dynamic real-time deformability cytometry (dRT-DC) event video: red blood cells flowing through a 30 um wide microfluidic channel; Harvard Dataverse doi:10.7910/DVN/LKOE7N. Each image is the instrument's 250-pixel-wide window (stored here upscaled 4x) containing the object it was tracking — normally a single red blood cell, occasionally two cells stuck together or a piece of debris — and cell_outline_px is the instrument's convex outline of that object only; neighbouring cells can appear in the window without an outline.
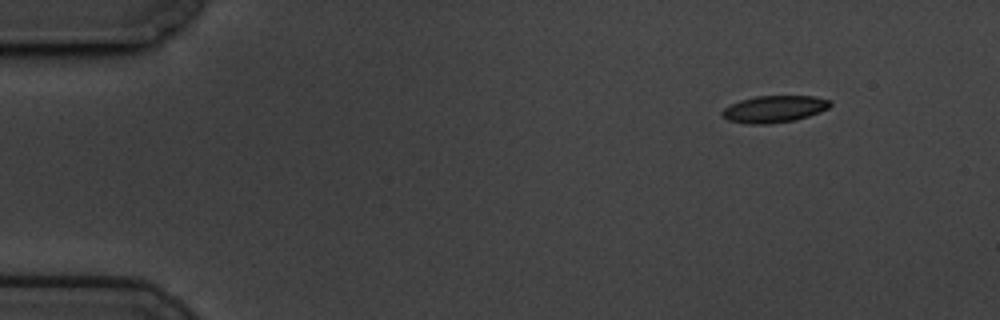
{"species": "common noctule bat (a hibernating species)", "species_latin": "Nyctalus noctula", "temperature_condition": "cold", "stored_images_in_passage": 53, "camera_frame_rate_fps": 3000, "um_per_image_px": 0.085, "animal": {"sex": "male", "body_mass_g": 19.5, "forearm_length_mm": 54.6}, "frame": {"image": 1, "passage_image": 1, "time_ms": 0.0, "image_size_px": [1000, 320], "cell_outline_px": [[832, 104], [828, 108], [820, 112], [796, 120], [768, 124], [748, 124], [728, 120], [720, 112], [724, 108], [740, 100], [756, 96], [812, 96], [832, 100]], "centroid_in_image_um": [65.83, 9.27], "position_along_channel_um": 19.2, "area_um2": 16.94}}
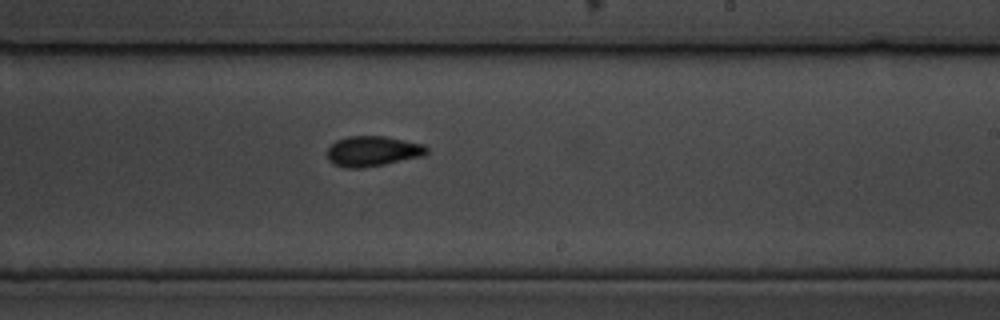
{"frame": {"image": 2, "passage_image": 30, "time_ms": 9.667, "image_size_px": [1000, 320], "cell_outline_px": [[428, 152], [424, 156], [364, 168], [344, 168], [332, 164], [328, 160], [328, 148], [336, 140], [348, 136], [384, 136], [424, 144], [428, 148]], "centroid_in_image_um": [31.67, 12.86], "position_along_channel_um": 257.3, "area_um2": 17.69}}
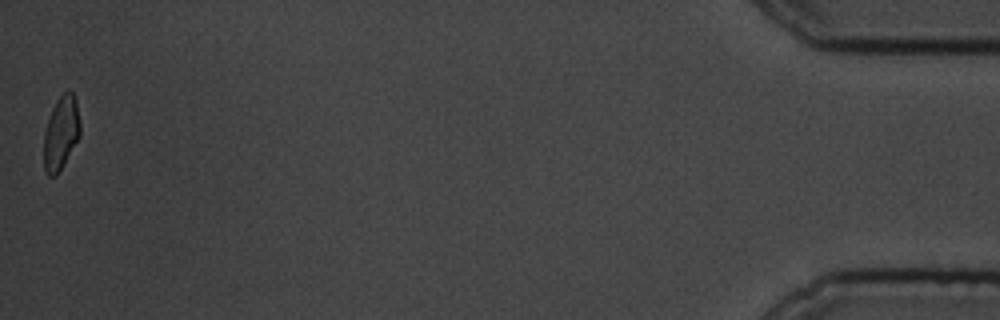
{"frame": {"image": 3, "passage_image": 53, "time_ms": 17.333, "image_size_px": [1000, 320], "cell_outline_px": [[80, 136], [56, 176], [48, 176], [44, 172], [44, 132], [52, 108], [56, 100], [68, 88], [72, 92], [76, 100], [80, 120]], "centroid_in_image_um": [5.18, 11.28], "position_along_channel_um": 430.0, "area_um2": 15.61}, "authors_computed_cell_mechanics": {"area_um2": 16.9354, "velocity_mm_per_s": 3.4355, "shape_relaxation_time_tau1_ms": 3.4675, "shape_relaxation_time_tau2_ms": 5.1049, "deformation_change_tau1": 0.1225, "deformation_change_tau2": 0.1085}}